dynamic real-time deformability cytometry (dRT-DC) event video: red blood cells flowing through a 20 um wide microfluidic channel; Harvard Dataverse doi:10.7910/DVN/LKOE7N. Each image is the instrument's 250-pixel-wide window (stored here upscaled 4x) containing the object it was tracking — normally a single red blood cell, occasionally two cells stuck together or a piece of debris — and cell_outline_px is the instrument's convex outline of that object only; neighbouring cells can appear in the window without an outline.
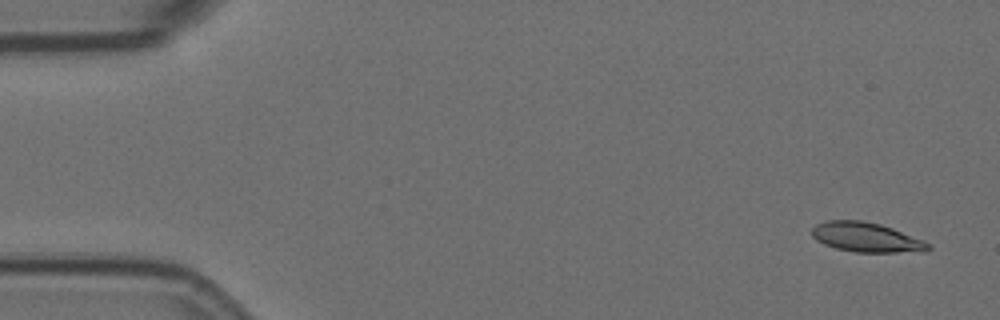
{"species": "Egyptian fruit bat (a non-hibernating species)", "species_latin": "Rousettus aegyptiacus", "temperature_condition": "room temperature", "stored_images_in_passage": 4, "camera_frame_rate_fps": 3000, "um_per_image_px": 0.085, "animal": {"sex": "female"}, "frame": {"image": 1, "passage_image": 1, "time_ms": 0.0, "image_size_px": [1000, 320], "cell_outline_px": [[932, 248], [928, 252], [856, 252], [836, 248], [824, 244], [816, 240], [812, 236], [812, 228], [816, 224], [824, 220], [860, 220], [880, 224], [892, 228], [924, 240], [932, 244]], "centroid_in_image_um": [73.68, 20.17], "position_along_channel_um": 11.3, "area_um2": 20.29}}
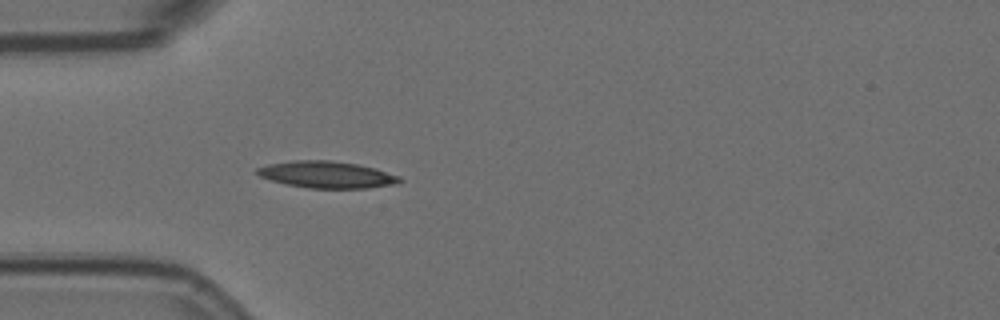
{"frame": {"image": 2, "passage_image": 4, "time_ms": 1.0, "image_size_px": [1000, 320], "cell_outline_px": [[404, 180], [400, 184], [368, 188], [308, 188], [288, 184], [272, 180], [260, 176], [256, 172], [256, 168], [268, 164], [296, 160], [328, 160], [356, 164], [376, 168], [400, 176]], "centroid_in_image_um": [27.85, 14.85], "position_along_channel_um": 57.1, "area_um2": 22.25}}